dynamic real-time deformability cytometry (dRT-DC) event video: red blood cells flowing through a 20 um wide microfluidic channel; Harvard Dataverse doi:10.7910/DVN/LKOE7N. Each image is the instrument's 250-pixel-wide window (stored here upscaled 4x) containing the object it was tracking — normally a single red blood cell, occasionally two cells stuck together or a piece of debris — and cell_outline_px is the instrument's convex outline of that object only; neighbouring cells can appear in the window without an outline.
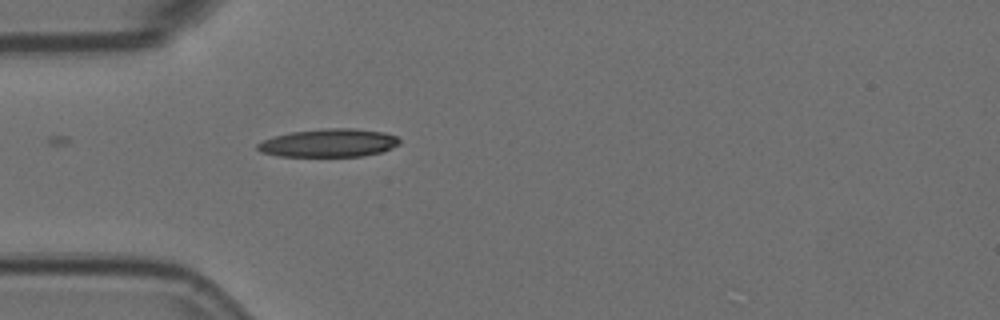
{"species": "Egyptian fruit bat (a non-hibernating species)", "species_latin": "Rousettus aegyptiacus", "temperature_condition": "room temperature", "stored_images_in_passage": 1, "camera_frame_rate_fps": 3000, "um_per_image_px": 0.085, "animal": {"sex": "female"}, "frame": {"image": 1, "passage_image": 1, "time_ms": 0.0, "image_size_px": [1000, 320], "cell_outline_px": [[400, 144], [392, 148], [380, 152], [360, 156], [280, 156], [260, 152], [256, 148], [256, 144], [264, 140], [276, 136], [292, 132], [324, 128], [356, 128], [384, 132], [396, 136], [400, 140]], "centroid_in_image_um": [27.97, 12.14], "position_along_channel_um": 57.0, "area_um2": 23.24}}